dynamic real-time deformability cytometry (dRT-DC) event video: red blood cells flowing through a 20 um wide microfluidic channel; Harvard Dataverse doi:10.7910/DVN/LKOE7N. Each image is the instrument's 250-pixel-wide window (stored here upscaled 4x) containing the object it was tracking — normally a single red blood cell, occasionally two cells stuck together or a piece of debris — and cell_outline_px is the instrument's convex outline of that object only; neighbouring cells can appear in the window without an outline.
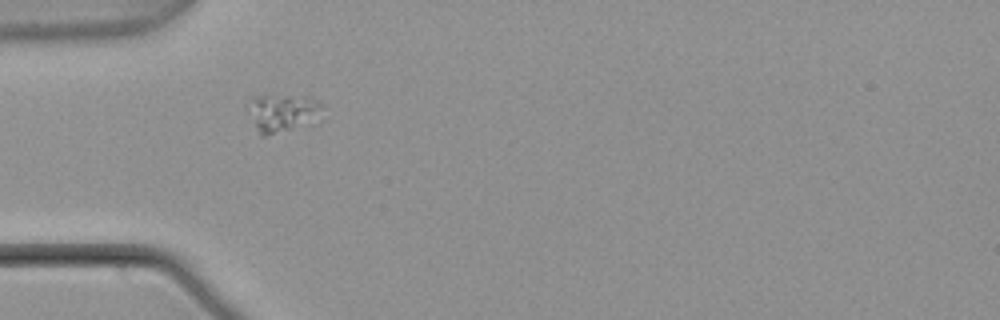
{"species": "common noctule bat (a hibernating species)", "species_latin": "Nyctalus noctula", "temperature_condition": "warm", "stored_images_in_passage": 1, "camera_frame_rate_fps": 3000, "um_per_image_px": 0.085, "animal": {"sex": "male", "body_mass_g": 21.5, "forearm_length_mm": 52.0}, "frame": {"image": 1, "passage_image": 1, "time_ms": 0.0, "image_size_px": [1000, 320], "cell_outline_px": [[324, 120], [312, 124], [264, 136], [260, 136], [256, 124], [252, 96], [308, 96], [324, 104]], "centroid_in_image_um": [24.29, 9.61], "position_along_channel_um": 60.7, "area_um2": 16.13}}